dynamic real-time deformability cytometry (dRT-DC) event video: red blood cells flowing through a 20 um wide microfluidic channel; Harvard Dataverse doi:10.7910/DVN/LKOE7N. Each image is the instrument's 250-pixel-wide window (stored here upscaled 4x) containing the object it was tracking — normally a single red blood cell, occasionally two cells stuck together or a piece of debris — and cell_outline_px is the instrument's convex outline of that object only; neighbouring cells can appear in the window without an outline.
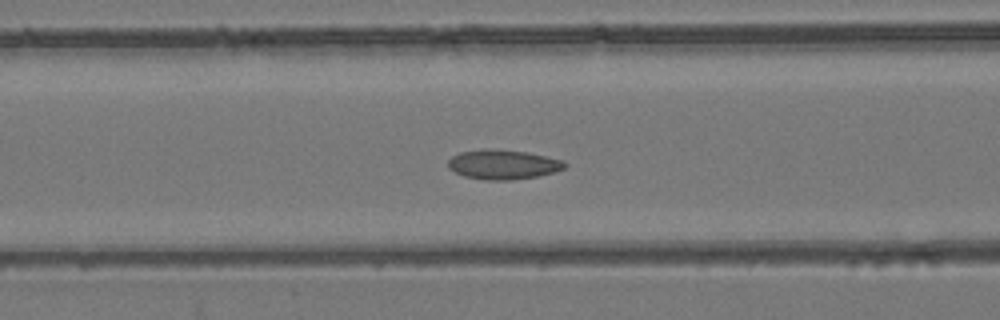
{"species": "common noctule bat (a hibernating species)", "species_latin": "Nyctalus noctula", "temperature_condition": "room temperature", "stored_images_in_passage": 55, "camera_frame_rate_fps": 3000, "um_per_image_px": 0.085, "animal": {"sex": "female", "body_mass_g": 24.6, "forearm_length_mm": 56.2}, "frame": {"image": 1, "passage_image": 23, "time_ms": 7.333, "image_size_px": [1000, 320], "cell_outline_px": [[568, 164], [564, 168], [552, 172], [536, 176], [512, 180], [484, 180], [464, 176], [448, 168], [448, 160], [452, 156], [460, 152], [484, 148], [488, 148], [528, 152], [564, 160]], "centroid_in_image_um": [42.74, 13.97], "position_along_channel_um": 123.9, "area_um2": 20.17}}
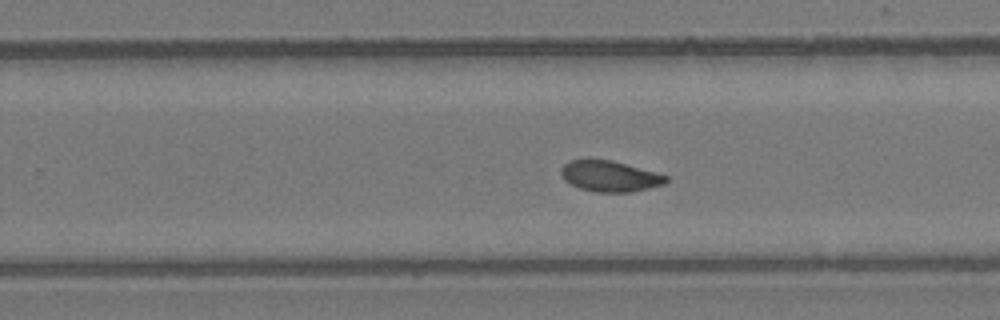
{"frame": {"image": 2, "passage_image": 35, "time_ms": 11.333, "image_size_px": [1000, 320], "cell_outline_px": [[668, 180], [664, 184], [632, 192], [596, 192], [580, 188], [564, 180], [560, 172], [560, 168], [568, 160], [588, 156], [612, 160], [656, 172], [668, 176]], "centroid_in_image_um": [51.77, 14.93], "position_along_channel_um": 278.0, "area_um2": 19.42}}
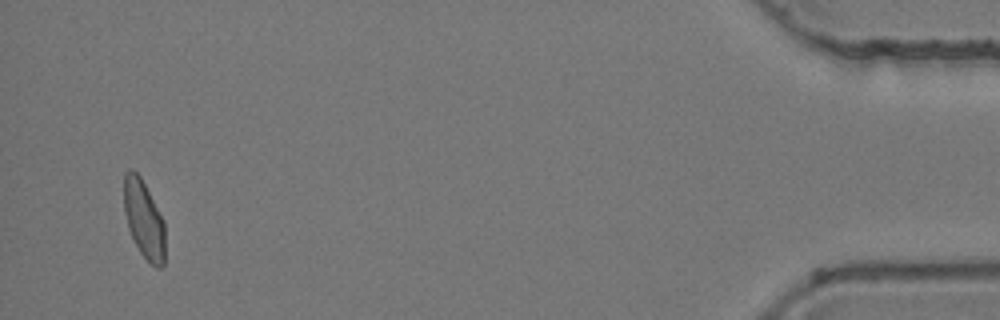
{"frame": {"image": 3, "passage_image": 53, "time_ms": 17.333, "image_size_px": [1000, 320], "cell_outline_px": [[164, 264], [160, 268], [156, 268], [140, 252], [128, 228], [124, 212], [124, 172], [128, 168], [132, 168], [140, 176], [164, 220]], "centroid_in_image_um": [12.22, 18.61], "position_along_channel_um": 423.0, "area_um2": 18.61}, "authors_computed_cell_mechanics": {"area_um2": 19.5364, "velocity_mm_per_s": 3.8653, "shape_relaxation_time_tau1_ms": null, "shape_relaxation_time_tau2_ms": 3.0179, "deformation_change_tau1": null, "deformation_change_tau2": 0.0472}}